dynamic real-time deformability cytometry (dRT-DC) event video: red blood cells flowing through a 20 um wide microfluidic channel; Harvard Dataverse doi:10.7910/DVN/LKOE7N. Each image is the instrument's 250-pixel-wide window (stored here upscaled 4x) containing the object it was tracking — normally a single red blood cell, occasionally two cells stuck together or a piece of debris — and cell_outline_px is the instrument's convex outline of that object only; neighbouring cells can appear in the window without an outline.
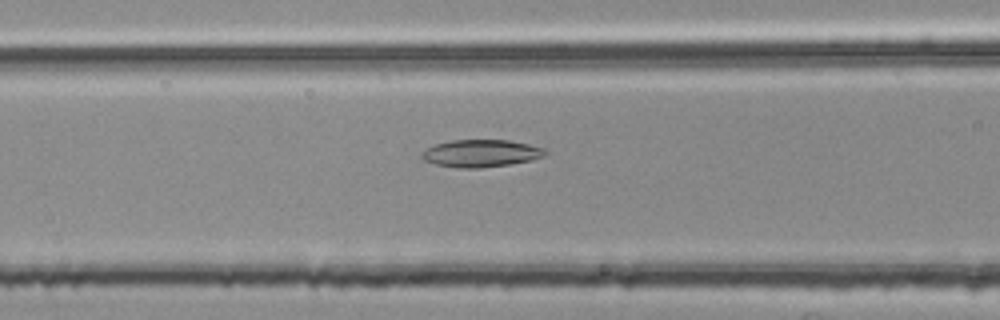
{"species": "common noctule bat (a hibernating species)", "species_latin": "Nyctalus noctula", "temperature_condition": "room temperature", "stored_images_in_passage": 46, "camera_frame_rate_fps": 3000, "um_per_image_px": 0.085, "animal": {"sex": "female", "body_mass_g": 25.1}, "frame": {"image": 1, "passage_image": 14, "time_ms": 4.333, "image_size_px": [1000, 320], "cell_outline_px": [[548, 152], [544, 156], [532, 160], [508, 164], [480, 168], [460, 168], [436, 164], [424, 160], [420, 156], [420, 152], [436, 144], [452, 140], [508, 140], [528, 144], [544, 148]], "centroid_in_image_um": [40.88, 13.03], "position_along_channel_um": 125.7, "area_um2": 19.59}}
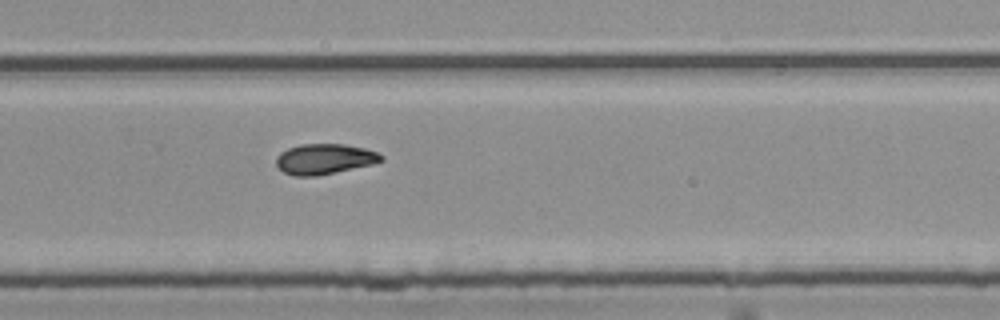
{"frame": {"image": 2, "passage_image": 28, "time_ms": 9.0, "image_size_px": [1000, 320], "cell_outline_px": [[384, 160], [372, 164], [316, 176], [292, 176], [284, 172], [276, 164], [276, 156], [280, 152], [288, 148], [300, 144], [344, 144], [364, 148], [376, 152], [384, 156]], "centroid_in_image_um": [27.56, 13.51], "position_along_channel_um": 302.2, "area_um2": 18.55}}
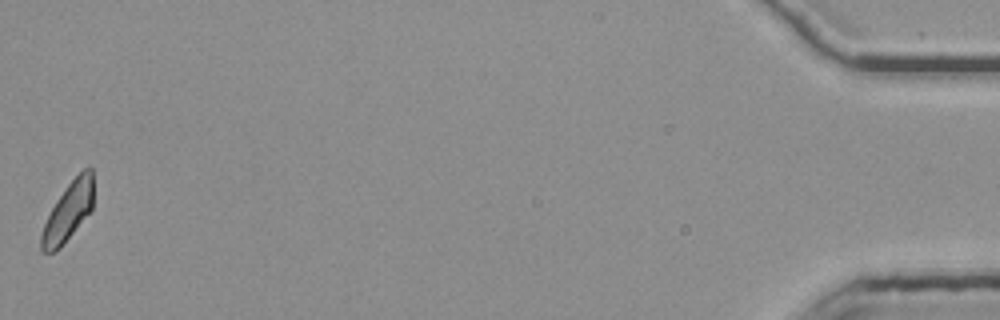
{"frame": {"image": 3, "passage_image": 46, "time_ms": 15.0, "image_size_px": [1000, 320], "cell_outline_px": [[92, 208], [60, 248], [56, 252], [44, 252], [40, 248], [40, 236], [44, 224], [56, 200], [68, 184], [84, 168], [92, 168]], "centroid_in_image_um": [5.76, 18.01], "position_along_channel_um": 429.4, "area_um2": 17.28}, "authors_computed_cell_mechanics": {"area_um2": 18.5827, "velocity_mm_per_s": 3.7961, "shape_relaxation_time_tau1_ms": null, "shape_relaxation_time_tau2_ms": 7.5445, "deformation_change_tau1": null, "deformation_change_tau2": 0.1299}}